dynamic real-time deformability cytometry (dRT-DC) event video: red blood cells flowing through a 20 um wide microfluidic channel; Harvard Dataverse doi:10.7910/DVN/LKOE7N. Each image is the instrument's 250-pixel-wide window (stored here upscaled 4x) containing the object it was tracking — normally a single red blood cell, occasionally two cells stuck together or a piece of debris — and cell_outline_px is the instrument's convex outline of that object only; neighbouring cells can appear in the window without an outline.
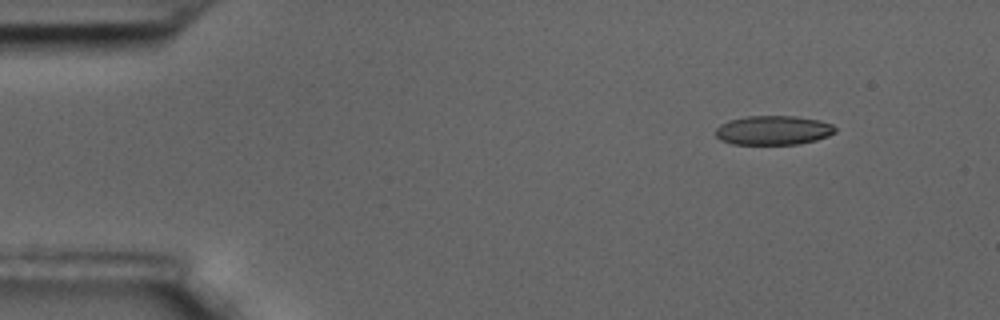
{"species": "common noctule bat (a hibernating species)", "species_latin": "Nyctalus noctula", "temperature_condition": "room temperature", "stored_images_in_passage": 52, "camera_frame_rate_fps": 3000, "um_per_image_px": 0.085, "animal": {"sex": "male", "body_mass_g": 17.5, "forearm_length_mm": 52.3}, "frame": {"image": 1, "passage_image": 1, "time_ms": 0.0, "image_size_px": [1000, 320], "cell_outline_px": [[836, 132], [828, 136], [816, 140], [800, 144], [732, 144], [720, 140], [716, 136], [716, 128], [720, 124], [728, 120], [748, 116], [796, 116], [820, 120], [832, 124], [836, 128]], "centroid_in_image_um": [65.73, 11.07], "position_along_channel_um": 19.3, "area_um2": 20.52}}
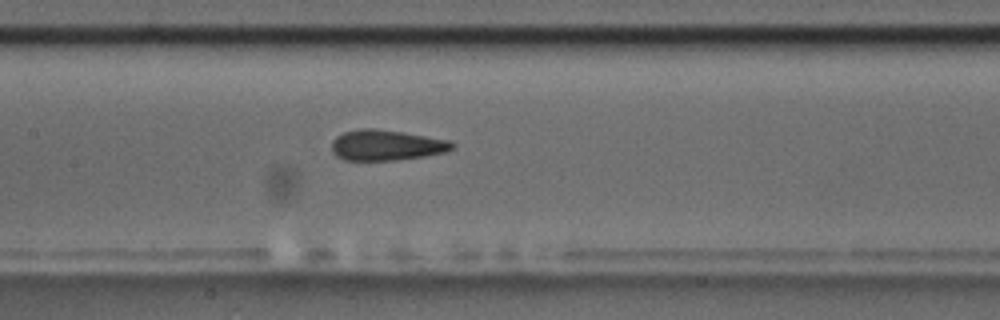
{"frame": {"image": 2, "passage_image": 22, "time_ms": 7.0, "image_size_px": [1000, 320], "cell_outline_px": [[456, 144], [452, 148], [444, 152], [424, 156], [396, 160], [344, 160], [336, 156], [332, 152], [332, 140], [336, 136], [344, 132], [360, 128], [376, 128], [448, 140]], "centroid_in_image_um": [32.78, 12.34], "position_along_channel_um": 174.6, "area_um2": 21.33}}
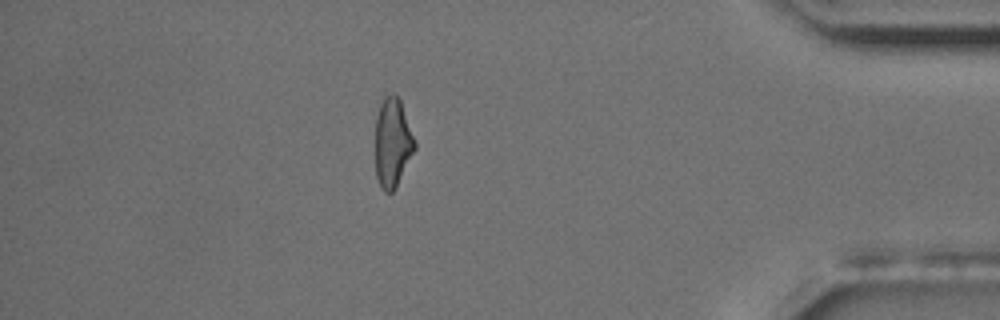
{"frame": {"image": 3, "passage_image": 45, "time_ms": 14.667, "image_size_px": [1000, 320], "cell_outline_px": [[416, 148], [396, 188], [392, 192], [384, 192], [380, 188], [376, 176], [376, 116], [380, 104], [384, 96], [392, 92], [400, 100], [416, 140]], "centroid_in_image_um": [33.37, 12.14], "position_along_channel_um": 401.8, "area_um2": 20.69}, "authors_computed_cell_mechanics": {"area_um2": 21.4727, "velocity_mm_per_s": 3.4937, "shape_relaxation_time_tau1_ms": null, "shape_relaxation_time_tau2_ms": 1.7805, "deformation_change_tau1": null, "deformation_change_tau2": 0.0873}}